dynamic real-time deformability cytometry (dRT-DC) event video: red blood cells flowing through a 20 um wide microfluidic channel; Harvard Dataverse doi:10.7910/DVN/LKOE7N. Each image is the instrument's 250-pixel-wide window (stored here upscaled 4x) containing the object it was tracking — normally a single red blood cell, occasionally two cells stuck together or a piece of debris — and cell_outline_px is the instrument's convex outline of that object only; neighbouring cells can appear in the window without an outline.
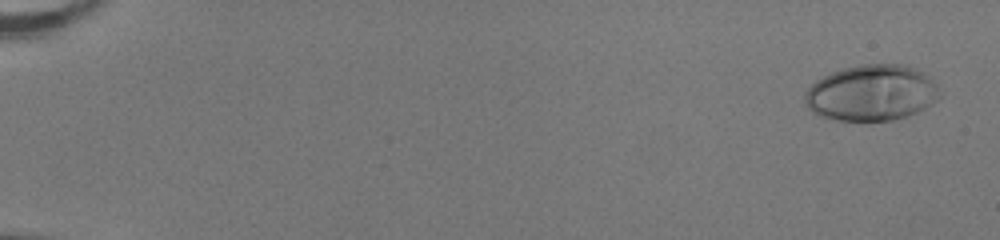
{"species": "human", "species_latin": "Homo sapiens", "temperature_condition": "room temperature", "stored_images_in_passage": 53, "camera_frame_rate_fps": 3000, "um_per_image_px": 0.085, "donor": {"sex": "female"}, "frame": {"image": 1, "passage_image": 3, "time_ms": 0.667, "image_size_px": [1000, 240], "cell_outline_px": [[940, 96], [936, 100], [924, 108], [908, 116], [892, 120], [836, 120], [820, 116], [812, 112], [808, 108], [804, 100], [804, 92], [816, 80], [832, 72], [844, 68], [860, 64], [904, 64], [916, 68], [928, 76], [936, 84], [940, 92]], "centroid_in_image_um": [74.07, 7.89], "position_along_channel_um": 10.9, "area_um2": 43.99}}
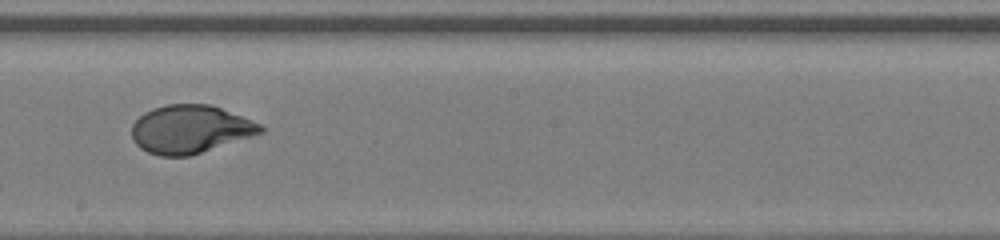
{"frame": {"image": 2, "passage_image": 33, "time_ms": 10.667, "image_size_px": [1000, 240], "cell_outline_px": [[264, 132], [252, 136], [188, 156], [160, 156], [148, 152], [140, 148], [132, 140], [132, 124], [144, 112], [152, 108], [168, 104], [208, 104], [220, 108], [260, 124], [264, 128]], "centroid_in_image_um": [16.12, 10.98], "position_along_channel_um": 232.1, "area_um2": 35.78}}
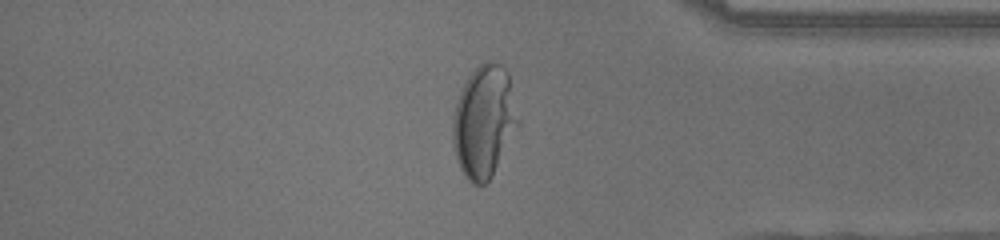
{"frame": {"image": 3, "passage_image": 46, "time_ms": 15.0, "image_size_px": [1000, 240], "cell_outline_px": [[520, 124], [492, 176], [484, 184], [472, 184], [468, 180], [460, 168], [456, 160], [452, 144], [452, 120], [456, 100], [468, 76], [480, 64], [488, 60], [492, 60], [500, 64], [508, 72], [520, 120]], "centroid_in_image_um": [41.14, 10.33], "position_along_channel_um": 394.1, "area_um2": 43.12}, "authors_computed_cell_mechanics": {"area_um2": 38.0324, "velocity_mm_per_s": 4.0433, "shape_relaxation_time_tau1_ms": 4.0819, "shape_relaxation_time_tau2_ms": null, "deformation_change_tau1": 0.2375, "deformation_change_tau2": null}}